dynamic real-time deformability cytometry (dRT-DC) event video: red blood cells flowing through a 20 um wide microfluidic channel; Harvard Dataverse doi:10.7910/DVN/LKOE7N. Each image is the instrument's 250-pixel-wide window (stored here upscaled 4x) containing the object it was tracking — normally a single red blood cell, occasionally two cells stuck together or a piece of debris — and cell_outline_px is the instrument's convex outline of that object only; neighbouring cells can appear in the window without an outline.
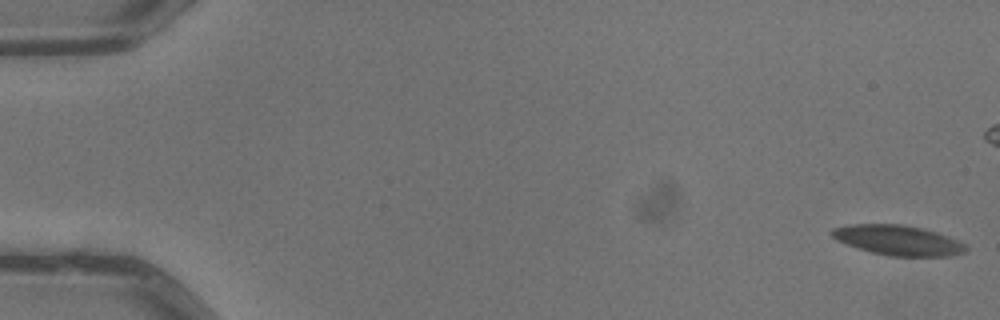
{"species": "common noctule bat (a hibernating species)", "species_latin": "Nyctalus noctula", "temperature_condition": "warm", "stored_images_in_passage": 8, "camera_frame_rate_fps": 3000, "um_per_image_px": 0.085, "animal": {"sex": "male", "body_mass_g": 13.3}, "frame": {"image": 1, "passage_image": 1, "time_ms": 0.0, "image_size_px": [1000, 320], "cell_outline_px": [[968, 248], [964, 252], [948, 256], [888, 256], [872, 252], [836, 240], [832, 236], [832, 228], [852, 224], [904, 224], [924, 228], [948, 236], [964, 244]], "centroid_in_image_um": [76.34, 20.41], "position_along_channel_um": 8.7, "area_um2": 23.24}}
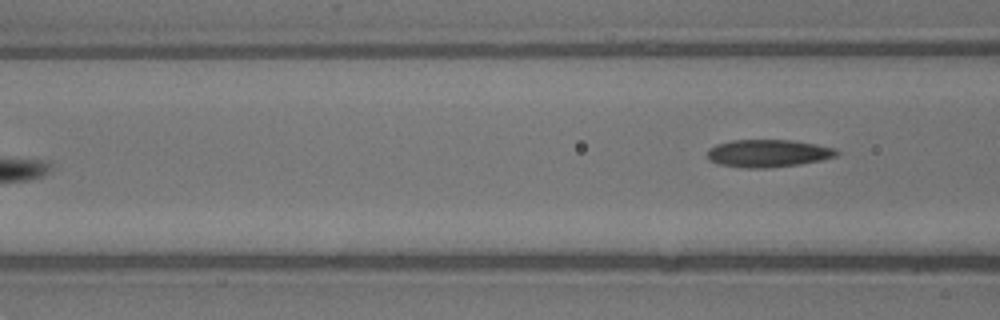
{"frame": {"image": 2, "passage_image": 8, "time_ms": 2.333, "image_size_px": [1000, 320], "cell_outline_px": [[840, 152], [836, 156], [824, 160], [800, 164], [768, 168], [744, 168], [716, 164], [708, 160], [708, 148], [716, 144], [732, 140], [792, 140], [816, 144], [836, 148]], "centroid_in_image_um": [65.29, 13.04], "position_along_channel_um": 101.3, "area_um2": 21.1}}